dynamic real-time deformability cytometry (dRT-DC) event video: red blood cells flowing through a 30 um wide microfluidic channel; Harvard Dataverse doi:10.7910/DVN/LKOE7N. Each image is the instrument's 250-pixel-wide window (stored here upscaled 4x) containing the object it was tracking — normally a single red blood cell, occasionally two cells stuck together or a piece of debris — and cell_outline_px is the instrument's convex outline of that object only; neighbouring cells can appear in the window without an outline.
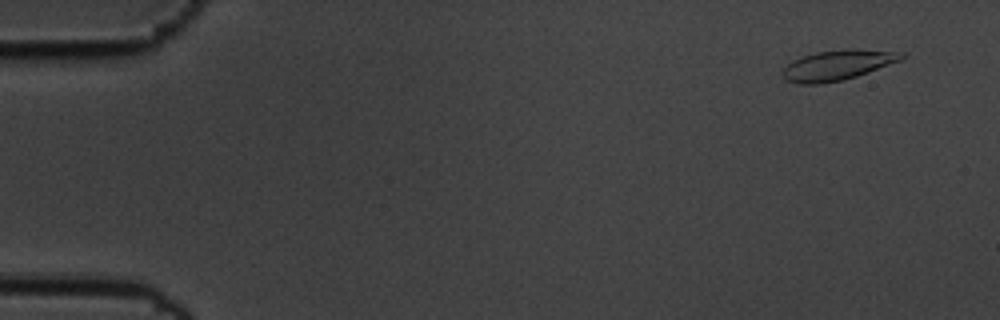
{"species": "common noctule bat (a hibernating species)", "species_latin": "Nyctalus noctula", "temperature_condition": "cold", "stored_images_in_passage": 58, "camera_frame_rate_fps": 3000, "um_per_image_px": 0.085, "animal": {"sex": "male", "body_mass_g": 19.5, "forearm_length_mm": 54.6}, "frame": {"image": 1, "passage_image": 4, "time_ms": 1.0, "image_size_px": [1000, 320], "cell_outline_px": [[904, 60], [856, 76], [840, 80], [820, 84], [800, 84], [784, 80], [780, 72], [792, 60], [816, 52], [904, 52]], "centroid_in_image_um": [71.09, 5.61], "position_along_channel_um": 13.9, "area_um2": 19.77}}
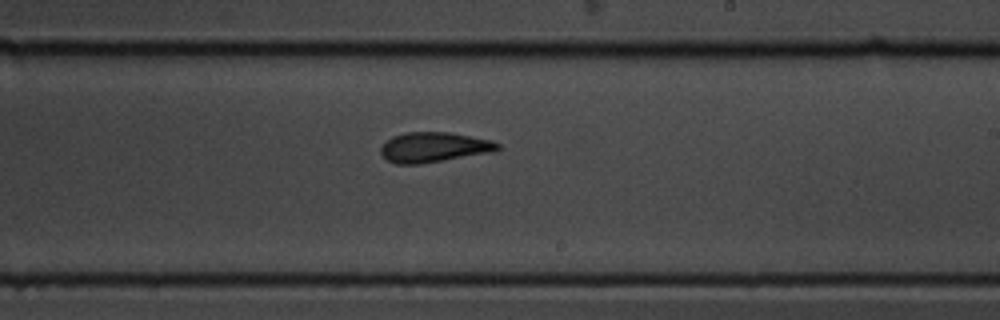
{"frame": {"image": 2, "passage_image": 35, "time_ms": 11.333, "image_size_px": [1000, 320], "cell_outline_px": [[500, 148], [496, 152], [420, 164], [396, 164], [388, 160], [380, 152], [380, 148], [392, 136], [404, 132], [448, 132], [492, 140], [500, 144]], "centroid_in_image_um": [36.92, 12.52], "position_along_channel_um": 252.1, "area_um2": 20.58}}
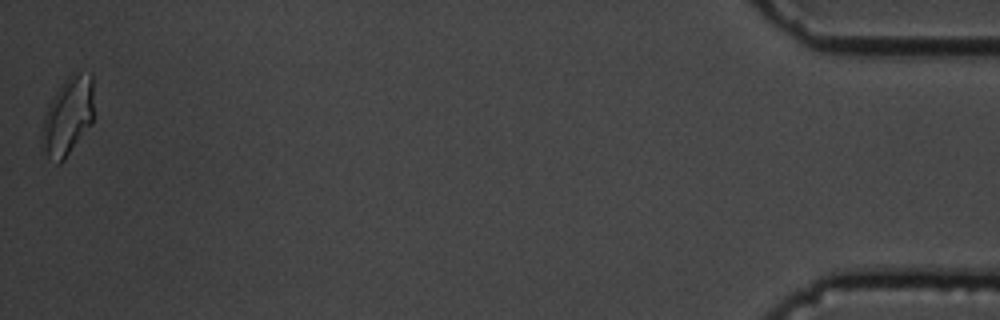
{"frame": {"image": 3, "passage_image": 58, "time_ms": 19.0, "image_size_px": [1000, 320], "cell_outline_px": [[92, 124], [64, 160], [60, 164], [56, 164], [48, 156], [40, 144], [40, 140], [44, 116], [48, 104], [64, 80], [72, 72], [92, 72]], "centroid_in_image_um": [5.75, 9.89], "position_along_channel_um": 429.4, "area_um2": 23.76}, "authors_computed_cell_mechanics": {"area_um2": 20.5768, "velocity_mm_per_s": 3.4781, "shape_relaxation_time_tau1_ms": 3.1217, "shape_relaxation_time_tau2_ms": 2.1965, "deformation_change_tau1": 0.1306, "deformation_change_tau2": 0.098}}